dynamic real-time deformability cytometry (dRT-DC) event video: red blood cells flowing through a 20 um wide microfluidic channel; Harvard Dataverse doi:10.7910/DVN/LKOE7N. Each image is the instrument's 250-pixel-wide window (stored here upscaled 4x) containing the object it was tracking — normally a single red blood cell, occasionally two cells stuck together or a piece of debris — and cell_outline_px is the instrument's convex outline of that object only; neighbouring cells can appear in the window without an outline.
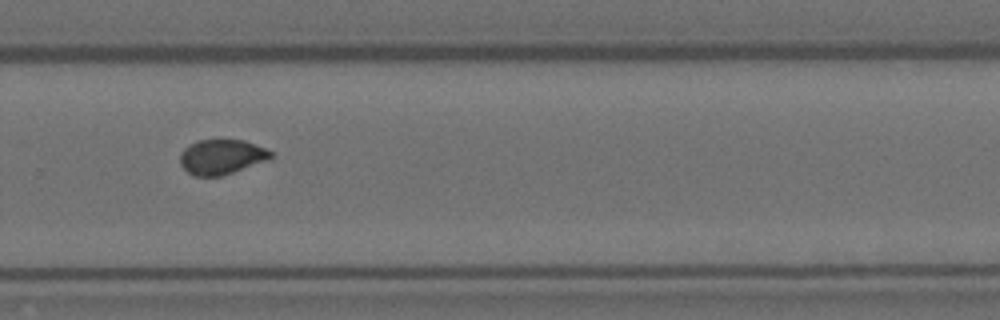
{"species": "Egyptian fruit bat (a non-hibernating species)", "species_latin": "Rousettus aegyptiacus", "temperature_condition": "room temperature", "stored_images_in_passage": 7, "camera_frame_rate_fps": 3000, "um_per_image_px": 0.085, "animal": {"sex": "female"}, "frame": {"image": 1, "passage_image": 7, "time_ms": 2.0, "image_size_px": [1000, 320], "cell_outline_px": [[272, 156], [268, 160], [220, 176], [196, 176], [188, 172], [180, 164], [180, 152], [184, 148], [196, 140], [244, 140], [264, 148], [272, 152]], "centroid_in_image_um": [18.8, 13.32], "position_along_channel_um": 311.0, "area_um2": 18.26}}